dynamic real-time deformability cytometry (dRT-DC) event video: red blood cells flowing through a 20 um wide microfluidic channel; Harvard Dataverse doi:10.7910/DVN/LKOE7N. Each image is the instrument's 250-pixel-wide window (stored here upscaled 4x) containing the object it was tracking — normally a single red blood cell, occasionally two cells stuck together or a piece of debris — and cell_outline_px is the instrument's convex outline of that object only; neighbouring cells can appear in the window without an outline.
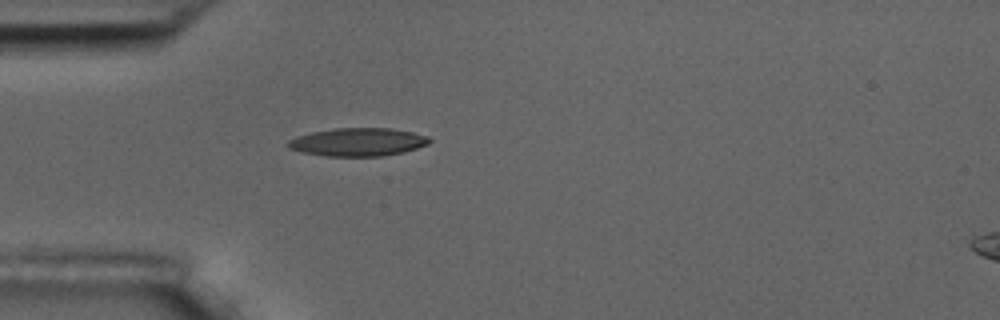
{"species": "common noctule bat (a hibernating species)", "species_latin": "Nyctalus noctula", "temperature_condition": "room temperature", "stored_images_in_passage": 1, "camera_frame_rate_fps": 3000, "um_per_image_px": 0.085, "animal": {"sex": "male", "body_mass_g": 17.5, "forearm_length_mm": 52.3}, "frame": {"image": 1, "passage_image": 1, "time_ms": 0.0, "image_size_px": [1000, 320], "cell_outline_px": [[432, 140], [428, 144], [404, 152], [384, 156], [324, 156], [300, 152], [288, 148], [288, 140], [296, 136], [312, 132], [336, 128], [392, 128], [412, 132], [428, 136]], "centroid_in_image_um": [30.42, 12.07], "position_along_channel_um": 54.6, "area_um2": 23.29}}